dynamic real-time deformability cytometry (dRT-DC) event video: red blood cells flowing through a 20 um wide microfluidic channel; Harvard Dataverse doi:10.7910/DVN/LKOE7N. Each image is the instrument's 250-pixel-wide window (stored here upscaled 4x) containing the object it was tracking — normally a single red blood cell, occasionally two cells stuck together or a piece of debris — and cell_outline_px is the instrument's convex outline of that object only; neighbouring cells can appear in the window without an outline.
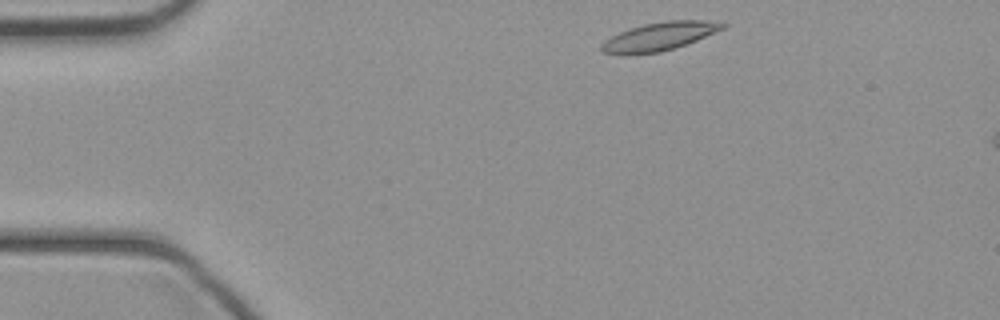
{"species": "common noctule bat (a hibernating species)", "species_latin": "Nyctalus noctula", "temperature_condition": "cold", "stored_images_in_passage": 6, "camera_frame_rate_fps": 3000, "um_per_image_px": 0.085, "animal": {"sex": "female", "body_mass_g": 21.9}, "frame": {"image": 1, "passage_image": 1, "time_ms": 0.0, "image_size_px": [1000, 320], "cell_outline_px": [[728, 24], [724, 28], [696, 40], [660, 52], [628, 56], [620, 56], [604, 52], [600, 48], [600, 44], [604, 40], [620, 32], [644, 24], [668, 20], [704, 20]], "centroid_in_image_um": [55.97, 3.12], "position_along_channel_um": 29.0, "area_um2": 19.94}}